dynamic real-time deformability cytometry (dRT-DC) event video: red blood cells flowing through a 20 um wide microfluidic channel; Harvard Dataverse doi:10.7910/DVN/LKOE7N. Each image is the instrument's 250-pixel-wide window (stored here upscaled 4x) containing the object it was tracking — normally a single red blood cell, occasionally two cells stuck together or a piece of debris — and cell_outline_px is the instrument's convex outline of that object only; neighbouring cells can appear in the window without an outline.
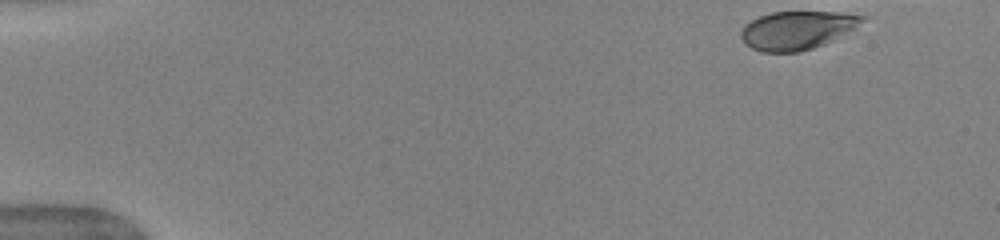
{"species": "human", "species_latin": "Homo sapiens", "temperature_condition": "warm", "stored_images_in_passage": 2, "camera_frame_rate_fps": 3000, "um_per_image_px": 0.085, "donor": {"sex": "female"}, "frame": {"image": 1, "passage_image": 1, "time_ms": 0.0, "image_size_px": [1000, 240], "cell_outline_px": [[864, 20], [856, 28], [824, 44], [812, 48], [796, 52], [760, 52], [744, 44], [740, 36], [740, 32], [744, 24], [760, 16], [772, 12], [836, 12], [864, 16]], "centroid_in_image_um": [67.7, 2.57], "position_along_channel_um": 17.3, "area_um2": 26.99}}